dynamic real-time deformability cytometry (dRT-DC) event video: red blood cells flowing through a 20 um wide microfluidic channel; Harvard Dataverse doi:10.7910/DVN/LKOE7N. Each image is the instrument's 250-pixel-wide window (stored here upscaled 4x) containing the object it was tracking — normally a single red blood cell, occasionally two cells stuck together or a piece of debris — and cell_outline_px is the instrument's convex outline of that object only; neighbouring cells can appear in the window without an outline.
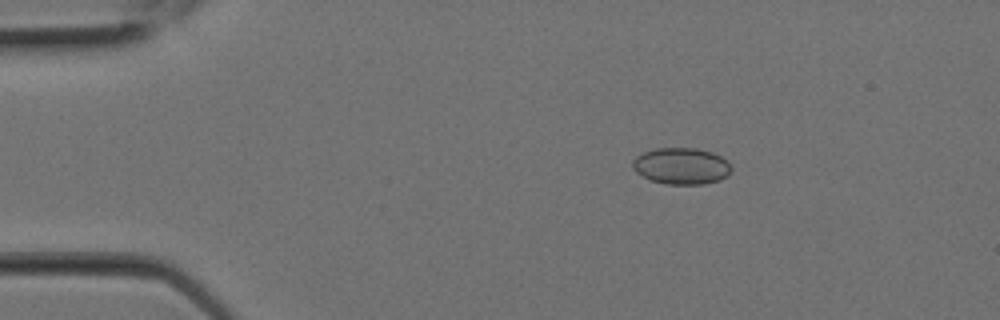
{"species": "Egyptian fruit bat (a non-hibernating species)", "species_latin": "Rousettus aegyptiacus", "temperature_condition": "room temperature", "stored_images_in_passage": 8, "camera_frame_rate_fps": 3000, "um_per_image_px": 0.085, "animal": {"sex": "female"}, "frame": {"image": 1, "passage_image": 4, "time_ms": 1.0, "image_size_px": [1000, 320], "cell_outline_px": [[732, 172], [728, 176], [720, 180], [704, 184], [668, 184], [652, 180], [636, 172], [632, 168], [632, 160], [636, 156], [644, 152], [656, 148], [696, 148], [712, 152], [720, 156], [732, 168]], "centroid_in_image_um": [57.92, 14.11], "position_along_channel_um": 27.1, "area_um2": 20.98}}
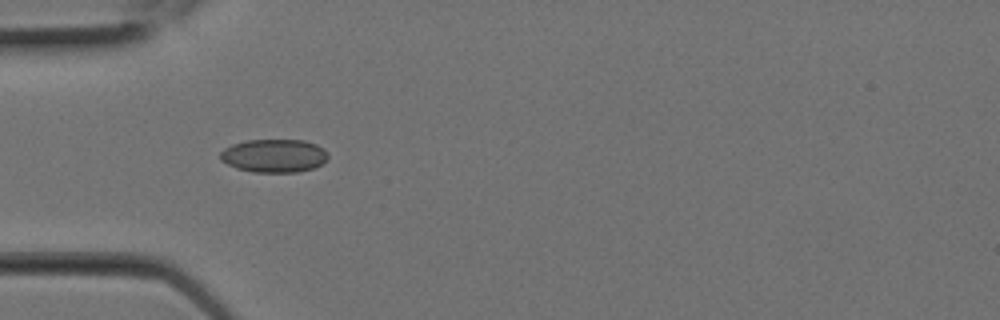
{"frame": {"image": 2, "passage_image": 7, "time_ms": 2.0, "image_size_px": [1000, 320], "cell_outline_px": [[328, 156], [316, 168], [296, 172], [252, 172], [236, 168], [220, 160], [220, 152], [224, 148], [232, 144], [248, 140], [304, 140], [316, 144], [324, 148]], "centroid_in_image_um": [23.28, 13.24], "position_along_channel_um": 61.7, "area_um2": 20.92}}